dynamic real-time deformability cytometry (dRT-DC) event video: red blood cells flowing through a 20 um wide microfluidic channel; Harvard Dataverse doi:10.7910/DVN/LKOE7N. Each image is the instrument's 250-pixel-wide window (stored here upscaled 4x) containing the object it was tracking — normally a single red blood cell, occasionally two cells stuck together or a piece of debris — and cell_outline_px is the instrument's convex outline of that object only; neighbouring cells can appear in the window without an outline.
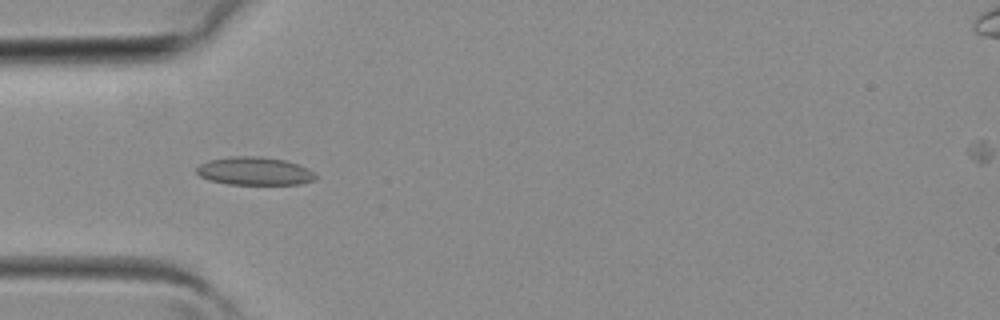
{"species": "common noctule bat (a hibernating species)", "species_latin": "Nyctalus noctula", "temperature_condition": "room temperature", "stored_images_in_passage": 32, "camera_frame_rate_fps": 3000, "um_per_image_px": 0.085, "animal": {"sex": "female", "body_mass_g": 19.3, "forearm_length_mm": 54.1}, "frame": {"image": 1, "passage_image": 5, "time_ms": 1.333, "image_size_px": [1000, 320], "cell_outline_px": [[316, 180], [300, 184], [228, 184], [208, 180], [200, 176], [196, 172], [196, 168], [200, 164], [208, 160], [232, 156], [260, 156], [284, 160], [308, 168], [316, 176]], "centroid_in_image_um": [21.61, 14.54], "position_along_channel_um": 63.4, "area_um2": 19.48}}
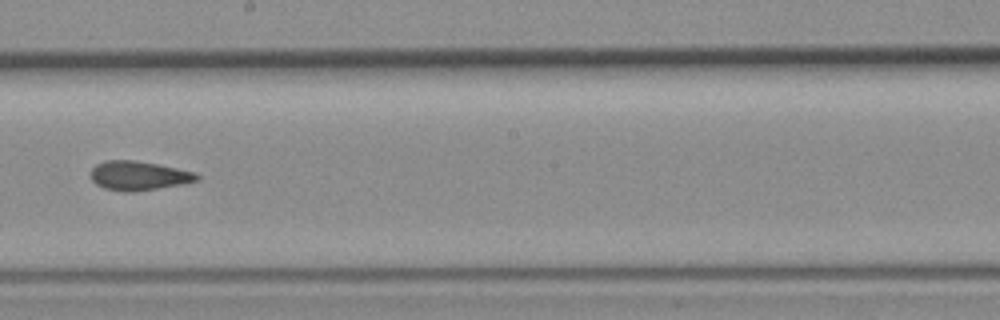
{"frame": {"image": 2, "passage_image": 15, "time_ms": 4.667, "image_size_px": [1000, 320], "cell_outline_px": [[200, 180], [180, 184], [132, 192], [124, 192], [104, 188], [96, 184], [92, 180], [92, 168], [96, 164], [108, 160], [132, 160], [156, 164], [196, 172], [200, 176]], "centroid_in_image_um": [11.79, 14.93], "position_along_channel_um": 236.4, "area_um2": 17.8}}
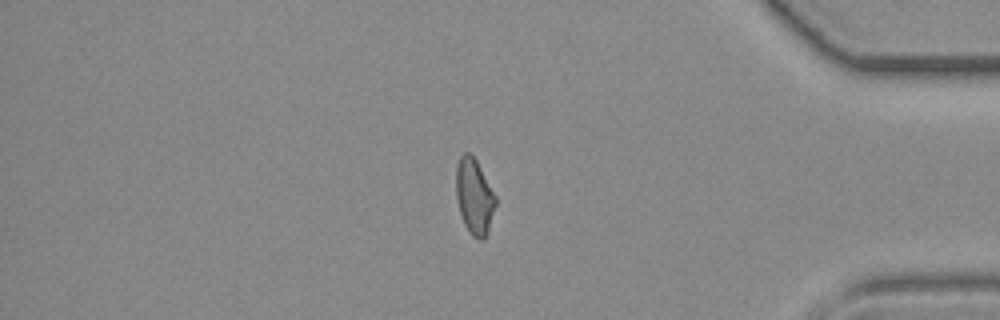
{"frame": {"image": 3, "passage_image": 26, "time_ms": 8.333, "image_size_px": [1000, 320], "cell_outline_px": [[496, 204], [488, 232], [484, 240], [480, 240], [472, 236], [468, 232], [464, 224], [456, 200], [456, 168], [460, 156], [464, 152], [468, 152], [476, 160], [496, 196]], "centroid_in_image_um": [40.31, 16.73], "position_along_channel_um": 394.9, "area_um2": 17.46}}